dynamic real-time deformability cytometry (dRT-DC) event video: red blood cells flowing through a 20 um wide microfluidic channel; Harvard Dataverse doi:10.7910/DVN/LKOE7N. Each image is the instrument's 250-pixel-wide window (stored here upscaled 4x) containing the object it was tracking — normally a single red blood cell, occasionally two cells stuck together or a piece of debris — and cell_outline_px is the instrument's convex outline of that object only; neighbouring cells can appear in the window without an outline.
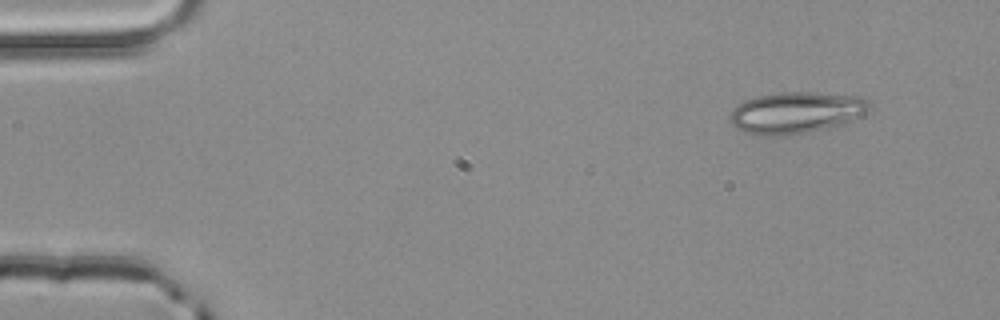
{"species": "common noctule bat (a hibernating species)", "species_latin": "Nyctalus noctula", "temperature_condition": "room temperature", "stored_images_in_passage": 3, "camera_frame_rate_fps": 3000, "um_per_image_px": 0.085, "animal": {"sex": "male", "body_mass_g": 20.4}, "frame": {"image": 1, "passage_image": 1, "time_ms": 0.0, "image_size_px": [1000, 320], "cell_outline_px": [[872, 104], [864, 112], [844, 124], [808, 132], [784, 136], [752, 136], [736, 128], [728, 120], [728, 116], [732, 108], [744, 100], [760, 96], [780, 92], [812, 92], [864, 96]], "centroid_in_image_um": [67.61, 9.58], "position_along_channel_um": 17.4, "area_um2": 34.16}}